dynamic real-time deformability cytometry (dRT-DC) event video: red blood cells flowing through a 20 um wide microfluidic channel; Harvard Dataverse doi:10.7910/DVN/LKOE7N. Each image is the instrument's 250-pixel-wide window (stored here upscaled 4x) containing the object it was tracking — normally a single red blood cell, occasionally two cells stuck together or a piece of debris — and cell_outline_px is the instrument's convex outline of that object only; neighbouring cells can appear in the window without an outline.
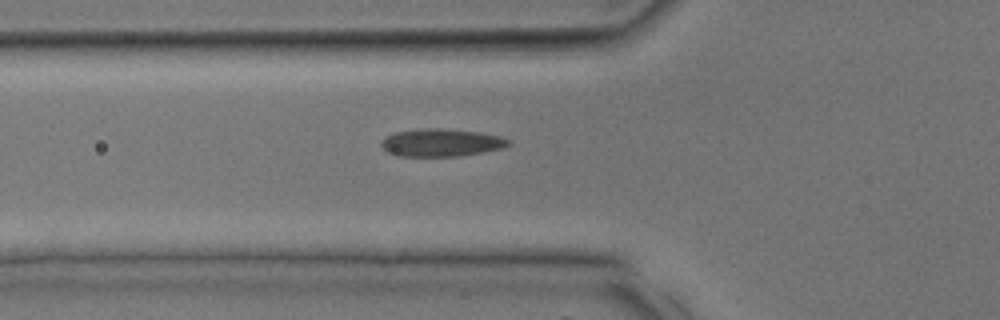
{"species": "common noctule bat (a hibernating species)", "species_latin": "Nyctalus noctula", "temperature_condition": "room temperature", "stored_images_in_passage": 26, "camera_frame_rate_fps": 3000, "um_per_image_px": 0.085, "animal": {"sex": "male", "body_mass_g": 17.9, "forearm_length_mm": 54.2}, "frame": {"image": 1, "passage_image": 5, "time_ms": 1.333, "image_size_px": [1000, 320], "cell_outline_px": [[512, 144], [500, 148], [480, 152], [456, 156], [400, 156], [388, 152], [380, 144], [380, 140], [396, 132], [424, 128], [440, 128], [480, 132], [500, 136], [512, 140]], "centroid_in_image_um": [37.52, 12.11], "position_along_channel_um": 88.3, "area_um2": 20.35}}
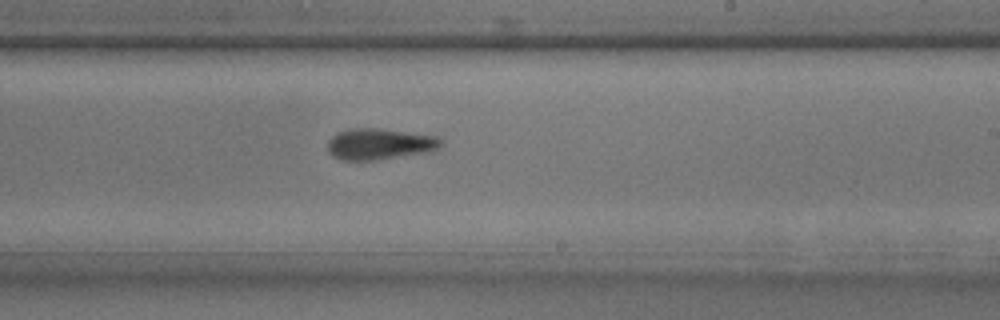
{"frame": {"image": 2, "passage_image": 13, "time_ms": 4.0, "image_size_px": [1000, 320], "cell_outline_px": [[444, 144], [440, 148], [432, 152], [376, 160], [340, 160], [332, 156], [328, 152], [328, 140], [336, 132], [348, 128], [380, 128], [440, 136], [444, 140]], "centroid_in_image_um": [32.32, 12.24], "position_along_channel_um": 256.7, "area_um2": 21.27}}
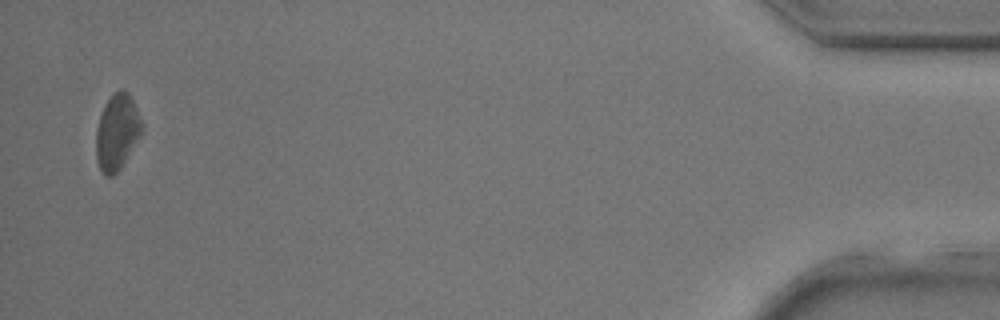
{"frame": {"image": 3, "passage_image": 25, "time_ms": 8.0, "image_size_px": [1000, 320], "cell_outline_px": [[144, 128], [120, 168], [112, 176], [104, 176], [96, 160], [96, 128], [104, 104], [120, 88], [124, 88], [128, 92], [144, 124]], "centroid_in_image_um": [9.94, 11.21], "position_along_channel_um": 425.3, "area_um2": 20.06}}